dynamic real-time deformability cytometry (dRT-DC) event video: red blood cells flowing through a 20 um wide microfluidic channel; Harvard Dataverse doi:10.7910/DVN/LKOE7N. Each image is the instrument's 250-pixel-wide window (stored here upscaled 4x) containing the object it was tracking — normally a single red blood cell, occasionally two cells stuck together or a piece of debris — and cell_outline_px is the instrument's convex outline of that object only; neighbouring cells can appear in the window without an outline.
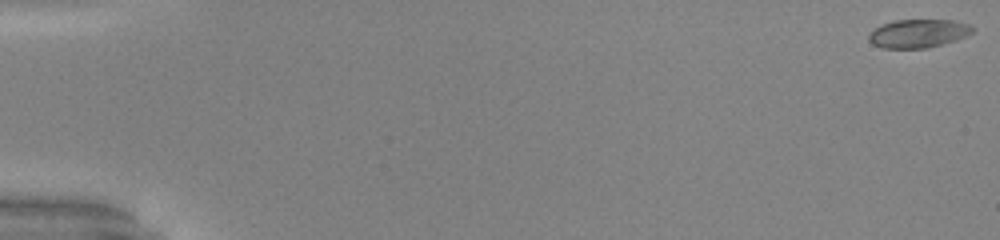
{"species": "common noctule bat (a hibernating species)", "species_latin": "Nyctalus noctula", "temperature_condition": "warm", "stored_images_in_passage": 52, "camera_frame_rate_fps": 3000, "um_per_image_px": 0.085, "animal": {"sex": "male", "body_mass_g": 20.0, "forearm_length_mm": 53.3}, "frame": {"image": 1, "passage_image": 1, "time_ms": 0.0, "image_size_px": [1000, 240], "cell_outline_px": [[976, 28], [972, 32], [956, 40], [928, 48], [884, 48], [872, 44], [868, 40], [868, 36], [880, 24], [892, 20], [952, 20], [968, 24]], "centroid_in_image_um": [78.04, 2.84], "position_along_channel_um": 7.0, "area_um2": 17.17}}
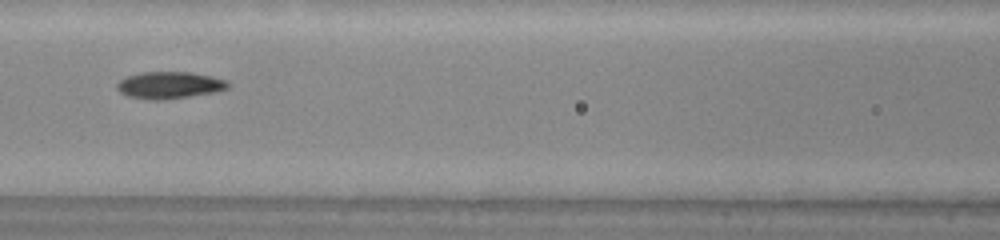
{"frame": {"image": 2, "passage_image": 25, "time_ms": 8.0, "image_size_px": [1000, 240], "cell_outline_px": [[228, 88], [212, 92], [188, 96], [160, 100], [148, 100], [128, 96], [120, 92], [116, 88], [116, 84], [120, 80], [128, 76], [144, 72], [188, 72], [208, 76], [224, 80], [228, 84]], "centroid_in_image_um": [14.32, 7.24], "position_along_channel_um": 152.3, "area_um2": 16.99}}
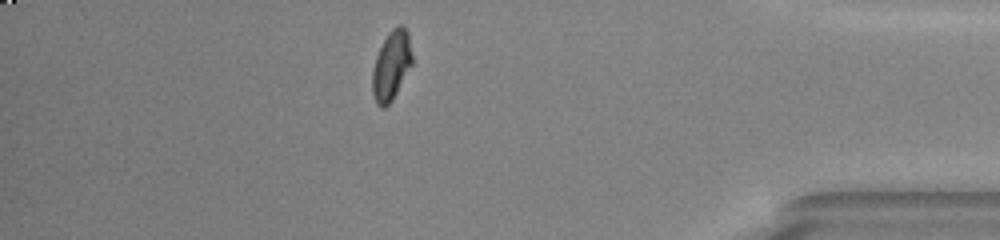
{"frame": {"image": 3, "passage_image": 46, "time_ms": 15.0, "image_size_px": [1000, 240], "cell_outline_px": [[412, 64], [392, 100], [384, 108], [380, 108], [376, 104], [372, 92], [372, 72], [376, 56], [388, 32], [392, 28], [400, 24], [404, 24], [408, 32], [412, 52]], "centroid_in_image_um": [33.27, 5.55], "position_along_channel_um": 401.9, "area_um2": 16.13}, "authors_computed_cell_mechanics": {"area_um2": 17.1955, "velocity_mm_per_s": 4.0599, "shape_relaxation_time_tau1_ms": 3.6315, "shape_relaxation_time_tau2_ms": 2.2062, "deformation_change_tau1": 0.1763, "deformation_change_tau2": 0.0657}}